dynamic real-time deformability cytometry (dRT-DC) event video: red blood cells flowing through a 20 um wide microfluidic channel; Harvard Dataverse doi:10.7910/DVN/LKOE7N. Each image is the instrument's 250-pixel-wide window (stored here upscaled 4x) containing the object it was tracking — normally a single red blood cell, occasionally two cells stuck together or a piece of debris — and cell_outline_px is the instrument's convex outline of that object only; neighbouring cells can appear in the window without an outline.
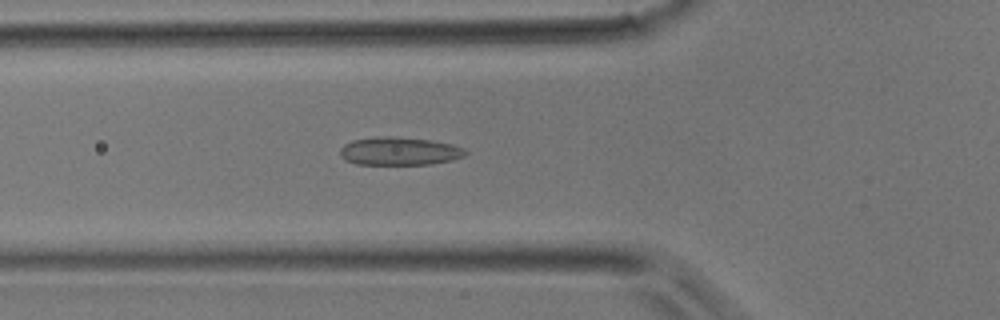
{"species": "common noctule bat (a hibernating species)", "species_latin": "Nyctalus noctula", "temperature_condition": "room temperature", "stored_images_in_passage": 40, "camera_frame_rate_fps": 3000, "um_per_image_px": 0.085, "animal": {"sex": "male", "body_mass_g": 17.9}, "frame": {"image": 1, "passage_image": 14, "time_ms": 4.333, "image_size_px": [1000, 320], "cell_outline_px": [[468, 152], [464, 156], [452, 160], [432, 164], [356, 164], [344, 160], [340, 156], [340, 148], [344, 144], [352, 140], [380, 136], [388, 136], [432, 140], [452, 144], [464, 148]], "centroid_in_image_um": [33.94, 12.85], "position_along_channel_um": 91.9, "area_um2": 20.63}}
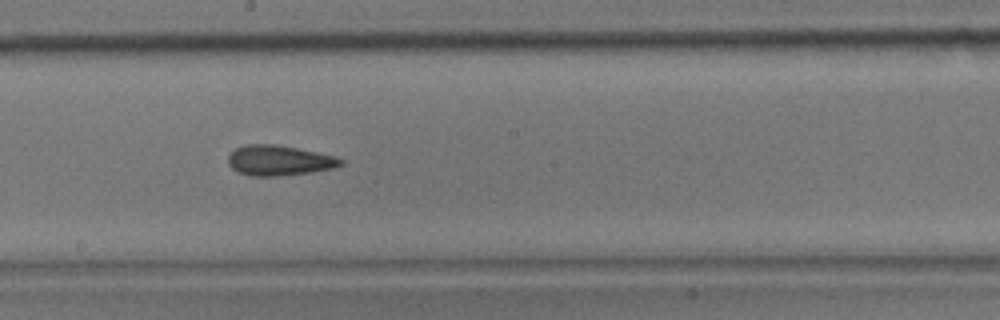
{"frame": {"image": 2, "passage_image": 22, "time_ms": 7.0, "image_size_px": [1000, 320], "cell_outline_px": [[344, 164], [332, 168], [312, 172], [276, 176], [248, 176], [236, 172], [228, 164], [228, 156], [236, 148], [244, 144], [276, 144], [316, 152], [332, 156], [344, 160]], "centroid_in_image_um": [23.67, 13.64], "position_along_channel_um": 224.5, "area_um2": 19.83}}
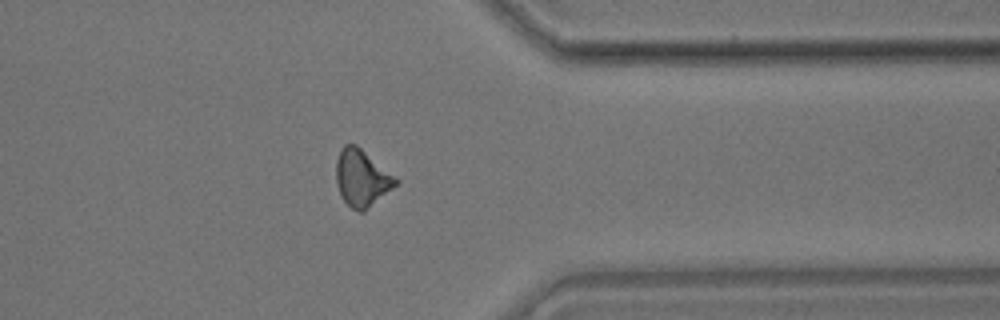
{"frame": {"image": 3, "passage_image": 32, "time_ms": 10.333, "image_size_px": [1000, 320], "cell_outline_px": [[400, 184], [364, 212], [360, 212], [352, 208], [340, 196], [336, 184], [336, 160], [344, 144], [356, 144], [400, 180]], "centroid_in_image_um": [30.78, 15.16], "position_along_channel_um": 380.6, "area_um2": 20.0}}